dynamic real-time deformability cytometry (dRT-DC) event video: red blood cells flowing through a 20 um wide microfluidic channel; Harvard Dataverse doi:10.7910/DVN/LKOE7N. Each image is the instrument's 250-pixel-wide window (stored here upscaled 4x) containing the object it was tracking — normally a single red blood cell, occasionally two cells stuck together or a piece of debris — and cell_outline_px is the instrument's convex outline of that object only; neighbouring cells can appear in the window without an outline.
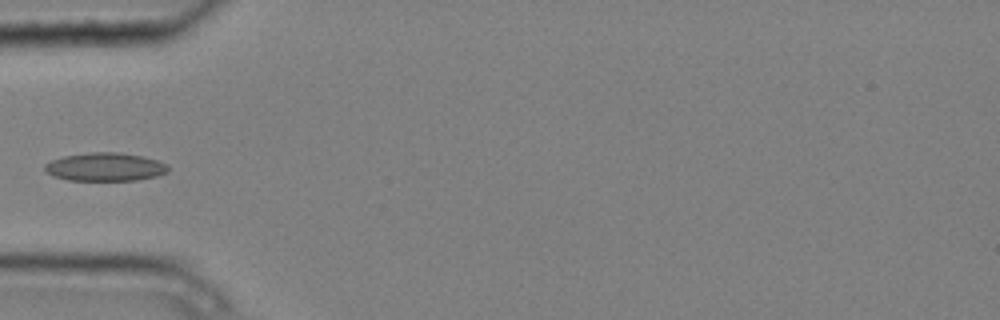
{"species": "common noctule bat (a hibernating species)", "species_latin": "Nyctalus noctula", "temperature_condition": "cold", "stored_images_in_passage": 5, "camera_frame_rate_fps": 3000, "um_per_image_px": 0.085, "animal": {"sex": "male", "body_mass_g": 20.4}, "frame": {"image": 1, "passage_image": 5, "time_ms": 1.333, "image_size_px": [1000, 320], "cell_outline_px": [[168, 172], [156, 176], [136, 180], [68, 180], [52, 176], [44, 168], [44, 164], [52, 160], [64, 156], [88, 152], [116, 152], [144, 156], [168, 164]], "centroid_in_image_um": [8.94, 14.18], "position_along_channel_um": 76.1, "area_um2": 20.35}}